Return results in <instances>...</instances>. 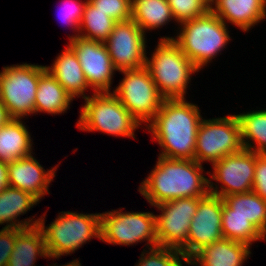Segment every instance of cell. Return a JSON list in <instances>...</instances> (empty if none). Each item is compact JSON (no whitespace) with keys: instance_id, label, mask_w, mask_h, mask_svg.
Wrapping results in <instances>:
<instances>
[{"instance_id":"6da1fadb","label":"cell","mask_w":266,"mask_h":266,"mask_svg":"<svg viewBox=\"0 0 266 266\" xmlns=\"http://www.w3.org/2000/svg\"><path fill=\"white\" fill-rule=\"evenodd\" d=\"M201 118L198 106L184 99H164L148 125L153 139L164 148L159 155L168 159L194 160Z\"/></svg>"},{"instance_id":"7a4b0ae2","label":"cell","mask_w":266,"mask_h":266,"mask_svg":"<svg viewBox=\"0 0 266 266\" xmlns=\"http://www.w3.org/2000/svg\"><path fill=\"white\" fill-rule=\"evenodd\" d=\"M202 164L195 160L159 156L157 164L140 186L139 192L151 206L175 199L203 198L209 193V180L201 175Z\"/></svg>"},{"instance_id":"3957f363","label":"cell","mask_w":266,"mask_h":266,"mask_svg":"<svg viewBox=\"0 0 266 266\" xmlns=\"http://www.w3.org/2000/svg\"><path fill=\"white\" fill-rule=\"evenodd\" d=\"M152 58H147L149 70L164 99H184L190 76L199 69L181 51L173 39H160Z\"/></svg>"},{"instance_id":"277c9868","label":"cell","mask_w":266,"mask_h":266,"mask_svg":"<svg viewBox=\"0 0 266 266\" xmlns=\"http://www.w3.org/2000/svg\"><path fill=\"white\" fill-rule=\"evenodd\" d=\"M183 26L177 39H173L187 58L201 69L229 41L226 22L209 10L205 15L181 23Z\"/></svg>"},{"instance_id":"5b68a950","label":"cell","mask_w":266,"mask_h":266,"mask_svg":"<svg viewBox=\"0 0 266 266\" xmlns=\"http://www.w3.org/2000/svg\"><path fill=\"white\" fill-rule=\"evenodd\" d=\"M85 101L77 123L79 129L135 138L134 131L141 124L114 94L94 93Z\"/></svg>"},{"instance_id":"8992f818","label":"cell","mask_w":266,"mask_h":266,"mask_svg":"<svg viewBox=\"0 0 266 266\" xmlns=\"http://www.w3.org/2000/svg\"><path fill=\"white\" fill-rule=\"evenodd\" d=\"M44 218L39 221L49 257L59 258L70 254L93 236L100 239V214L64 212L47 228Z\"/></svg>"},{"instance_id":"52a82bcc","label":"cell","mask_w":266,"mask_h":266,"mask_svg":"<svg viewBox=\"0 0 266 266\" xmlns=\"http://www.w3.org/2000/svg\"><path fill=\"white\" fill-rule=\"evenodd\" d=\"M244 149L241 128L236 115L202 120L197 132L194 160L212 165L227 155Z\"/></svg>"},{"instance_id":"ba28073f","label":"cell","mask_w":266,"mask_h":266,"mask_svg":"<svg viewBox=\"0 0 266 266\" xmlns=\"http://www.w3.org/2000/svg\"><path fill=\"white\" fill-rule=\"evenodd\" d=\"M39 78V65L25 63L3 67L0 73V99L12 118L22 119L35 113Z\"/></svg>"},{"instance_id":"9c48e42d","label":"cell","mask_w":266,"mask_h":266,"mask_svg":"<svg viewBox=\"0 0 266 266\" xmlns=\"http://www.w3.org/2000/svg\"><path fill=\"white\" fill-rule=\"evenodd\" d=\"M125 77L113 94L138 121L149 123L164 100L146 67L120 71Z\"/></svg>"},{"instance_id":"30bf717a","label":"cell","mask_w":266,"mask_h":266,"mask_svg":"<svg viewBox=\"0 0 266 266\" xmlns=\"http://www.w3.org/2000/svg\"><path fill=\"white\" fill-rule=\"evenodd\" d=\"M100 228V240L110 244L131 245L146 239L150 248L158 246L156 216L150 212H105L100 214Z\"/></svg>"},{"instance_id":"8fae6325","label":"cell","mask_w":266,"mask_h":266,"mask_svg":"<svg viewBox=\"0 0 266 266\" xmlns=\"http://www.w3.org/2000/svg\"><path fill=\"white\" fill-rule=\"evenodd\" d=\"M201 199L186 197L155 206L162 212L156 216L158 246L178 249L187 256L189 228Z\"/></svg>"},{"instance_id":"7c38bea8","label":"cell","mask_w":266,"mask_h":266,"mask_svg":"<svg viewBox=\"0 0 266 266\" xmlns=\"http://www.w3.org/2000/svg\"><path fill=\"white\" fill-rule=\"evenodd\" d=\"M145 33L132 20L117 22L104 42L115 71L145 67Z\"/></svg>"},{"instance_id":"4fadbf2b","label":"cell","mask_w":266,"mask_h":266,"mask_svg":"<svg viewBox=\"0 0 266 266\" xmlns=\"http://www.w3.org/2000/svg\"><path fill=\"white\" fill-rule=\"evenodd\" d=\"M211 179L223 184L221 190L214 189L209 180V193L221 198L232 194L252 191L255 173V152L247 149L227 155L213 164Z\"/></svg>"},{"instance_id":"5bb4252c","label":"cell","mask_w":266,"mask_h":266,"mask_svg":"<svg viewBox=\"0 0 266 266\" xmlns=\"http://www.w3.org/2000/svg\"><path fill=\"white\" fill-rule=\"evenodd\" d=\"M69 47L81 64L88 86L95 93L110 92L115 70L105 43L79 36H70Z\"/></svg>"},{"instance_id":"9a60e30c","label":"cell","mask_w":266,"mask_h":266,"mask_svg":"<svg viewBox=\"0 0 266 266\" xmlns=\"http://www.w3.org/2000/svg\"><path fill=\"white\" fill-rule=\"evenodd\" d=\"M223 202L221 197L210 193L199 201L187 238L189 259L203 247L224 238L222 234Z\"/></svg>"},{"instance_id":"2e32d148","label":"cell","mask_w":266,"mask_h":266,"mask_svg":"<svg viewBox=\"0 0 266 266\" xmlns=\"http://www.w3.org/2000/svg\"><path fill=\"white\" fill-rule=\"evenodd\" d=\"M56 169L45 172L32 155L14 160L8 163L9 186L23 190L39 201L48 192Z\"/></svg>"},{"instance_id":"e0dca14e","label":"cell","mask_w":266,"mask_h":266,"mask_svg":"<svg viewBox=\"0 0 266 266\" xmlns=\"http://www.w3.org/2000/svg\"><path fill=\"white\" fill-rule=\"evenodd\" d=\"M212 3H215L214 8L210 5L213 13L243 31H248L266 17V0H210V4Z\"/></svg>"},{"instance_id":"ac0fdd59","label":"cell","mask_w":266,"mask_h":266,"mask_svg":"<svg viewBox=\"0 0 266 266\" xmlns=\"http://www.w3.org/2000/svg\"><path fill=\"white\" fill-rule=\"evenodd\" d=\"M249 245L226 238L203 247L191 259L190 264L201 266H242L251 253Z\"/></svg>"},{"instance_id":"d6986e66","label":"cell","mask_w":266,"mask_h":266,"mask_svg":"<svg viewBox=\"0 0 266 266\" xmlns=\"http://www.w3.org/2000/svg\"><path fill=\"white\" fill-rule=\"evenodd\" d=\"M52 65L51 67L45 66V68L72 98L78 95H84V99L88 97L84 94L89 87L87 80L76 54L69 46L65 48L64 52L57 57Z\"/></svg>"},{"instance_id":"ffe728a7","label":"cell","mask_w":266,"mask_h":266,"mask_svg":"<svg viewBox=\"0 0 266 266\" xmlns=\"http://www.w3.org/2000/svg\"><path fill=\"white\" fill-rule=\"evenodd\" d=\"M73 98L67 93L55 77L40 65V78L35 98V113L47 112L49 114L64 113Z\"/></svg>"},{"instance_id":"44dd1931","label":"cell","mask_w":266,"mask_h":266,"mask_svg":"<svg viewBox=\"0 0 266 266\" xmlns=\"http://www.w3.org/2000/svg\"><path fill=\"white\" fill-rule=\"evenodd\" d=\"M37 202L39 201L31 194L9 186L0 192V224L9 222L10 225H6L5 228L20 229L39 226L40 218L31 224L32 219L30 220V218L27 219L28 221H18L16 223V218L22 213H26Z\"/></svg>"},{"instance_id":"7402d4cb","label":"cell","mask_w":266,"mask_h":266,"mask_svg":"<svg viewBox=\"0 0 266 266\" xmlns=\"http://www.w3.org/2000/svg\"><path fill=\"white\" fill-rule=\"evenodd\" d=\"M20 119L12 118L0 127V161L11 163L31 155V139Z\"/></svg>"},{"instance_id":"603a6c76","label":"cell","mask_w":266,"mask_h":266,"mask_svg":"<svg viewBox=\"0 0 266 266\" xmlns=\"http://www.w3.org/2000/svg\"><path fill=\"white\" fill-rule=\"evenodd\" d=\"M37 255L49 257L41 227L22 229L16 236L7 266H34Z\"/></svg>"},{"instance_id":"cb8c5ba5","label":"cell","mask_w":266,"mask_h":266,"mask_svg":"<svg viewBox=\"0 0 266 266\" xmlns=\"http://www.w3.org/2000/svg\"><path fill=\"white\" fill-rule=\"evenodd\" d=\"M230 215L247 218L266 237V201L255 192L232 194L222 198Z\"/></svg>"},{"instance_id":"d4e9b609","label":"cell","mask_w":266,"mask_h":266,"mask_svg":"<svg viewBox=\"0 0 266 266\" xmlns=\"http://www.w3.org/2000/svg\"><path fill=\"white\" fill-rule=\"evenodd\" d=\"M131 7V19L144 33L175 19L167 0H132Z\"/></svg>"},{"instance_id":"484cf974","label":"cell","mask_w":266,"mask_h":266,"mask_svg":"<svg viewBox=\"0 0 266 266\" xmlns=\"http://www.w3.org/2000/svg\"><path fill=\"white\" fill-rule=\"evenodd\" d=\"M236 116L241 128V139L244 149L266 154V110L253 111ZM249 139L250 141L254 140L257 144L256 148L251 143L246 142Z\"/></svg>"},{"instance_id":"4316f807","label":"cell","mask_w":266,"mask_h":266,"mask_svg":"<svg viewBox=\"0 0 266 266\" xmlns=\"http://www.w3.org/2000/svg\"><path fill=\"white\" fill-rule=\"evenodd\" d=\"M222 234L223 237L232 241L252 245L251 242L266 237L245 217L230 215V208L223 202L222 211Z\"/></svg>"},{"instance_id":"83f0119b","label":"cell","mask_w":266,"mask_h":266,"mask_svg":"<svg viewBox=\"0 0 266 266\" xmlns=\"http://www.w3.org/2000/svg\"><path fill=\"white\" fill-rule=\"evenodd\" d=\"M116 23L117 21L109 17L106 13L97 10V8L86 0L78 30V32L81 31V35L79 34V36L104 43L114 29ZM83 29L87 31V34H82Z\"/></svg>"},{"instance_id":"f1b7e54d","label":"cell","mask_w":266,"mask_h":266,"mask_svg":"<svg viewBox=\"0 0 266 266\" xmlns=\"http://www.w3.org/2000/svg\"><path fill=\"white\" fill-rule=\"evenodd\" d=\"M149 249L151 250L147 254L149 256L144 257L145 252L142 253L143 257L141 256L137 266H182L179 256L186 264H190V259L178 249L161 246Z\"/></svg>"},{"instance_id":"f546056e","label":"cell","mask_w":266,"mask_h":266,"mask_svg":"<svg viewBox=\"0 0 266 266\" xmlns=\"http://www.w3.org/2000/svg\"><path fill=\"white\" fill-rule=\"evenodd\" d=\"M175 21L183 23L199 16L205 15L210 10V0H167Z\"/></svg>"},{"instance_id":"4dcf8cb0","label":"cell","mask_w":266,"mask_h":266,"mask_svg":"<svg viewBox=\"0 0 266 266\" xmlns=\"http://www.w3.org/2000/svg\"><path fill=\"white\" fill-rule=\"evenodd\" d=\"M97 10L106 13L117 22L132 18V0H87Z\"/></svg>"},{"instance_id":"1f68e13d","label":"cell","mask_w":266,"mask_h":266,"mask_svg":"<svg viewBox=\"0 0 266 266\" xmlns=\"http://www.w3.org/2000/svg\"><path fill=\"white\" fill-rule=\"evenodd\" d=\"M20 228H3L0 231V266H7Z\"/></svg>"},{"instance_id":"d6a6232c","label":"cell","mask_w":266,"mask_h":266,"mask_svg":"<svg viewBox=\"0 0 266 266\" xmlns=\"http://www.w3.org/2000/svg\"><path fill=\"white\" fill-rule=\"evenodd\" d=\"M252 191L266 201V154L255 153Z\"/></svg>"},{"instance_id":"836d02e7","label":"cell","mask_w":266,"mask_h":266,"mask_svg":"<svg viewBox=\"0 0 266 266\" xmlns=\"http://www.w3.org/2000/svg\"><path fill=\"white\" fill-rule=\"evenodd\" d=\"M85 5L86 2L81 3L77 0H68V2L64 4V8L62 7V14H60L61 20L79 29Z\"/></svg>"},{"instance_id":"e575fe53","label":"cell","mask_w":266,"mask_h":266,"mask_svg":"<svg viewBox=\"0 0 266 266\" xmlns=\"http://www.w3.org/2000/svg\"><path fill=\"white\" fill-rule=\"evenodd\" d=\"M9 187L8 163L0 161V192Z\"/></svg>"},{"instance_id":"d590c367","label":"cell","mask_w":266,"mask_h":266,"mask_svg":"<svg viewBox=\"0 0 266 266\" xmlns=\"http://www.w3.org/2000/svg\"><path fill=\"white\" fill-rule=\"evenodd\" d=\"M12 119L6 106L0 99V127L9 122Z\"/></svg>"},{"instance_id":"8d00e7d4","label":"cell","mask_w":266,"mask_h":266,"mask_svg":"<svg viewBox=\"0 0 266 266\" xmlns=\"http://www.w3.org/2000/svg\"><path fill=\"white\" fill-rule=\"evenodd\" d=\"M63 266H81V264L78 260H74V261L68 263L67 265H63Z\"/></svg>"}]
</instances>
